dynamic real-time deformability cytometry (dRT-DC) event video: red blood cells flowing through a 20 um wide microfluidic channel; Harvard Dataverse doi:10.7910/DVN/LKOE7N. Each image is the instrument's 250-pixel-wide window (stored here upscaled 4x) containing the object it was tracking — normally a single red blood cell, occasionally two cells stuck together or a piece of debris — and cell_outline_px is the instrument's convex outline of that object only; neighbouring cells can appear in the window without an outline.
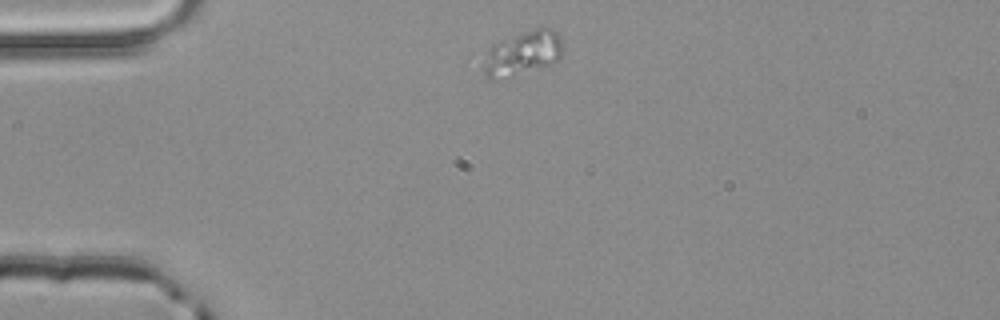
{"species": "common noctule bat (a hibernating species)", "species_latin": "Nyctalus noctula", "temperature_condition": "room temperature", "stored_images_in_passage": 3, "camera_frame_rate_fps": 3000, "um_per_image_px": 0.085, "animal": {"sex": "male", "body_mass_g": 20.4}, "frame": {"image": 1, "passage_image": 1, "time_ms": 0.0, "image_size_px": [1000, 320], "cell_outline_px": [[564, 52], [552, 64], [496, 80], [488, 80], [484, 76], [480, 56], [488, 48], [500, 40], [536, 28], [552, 28], [560, 36], [564, 44]], "centroid_in_image_um": [44.36, 4.54], "position_along_channel_um": 40.6, "area_um2": 21.04}}
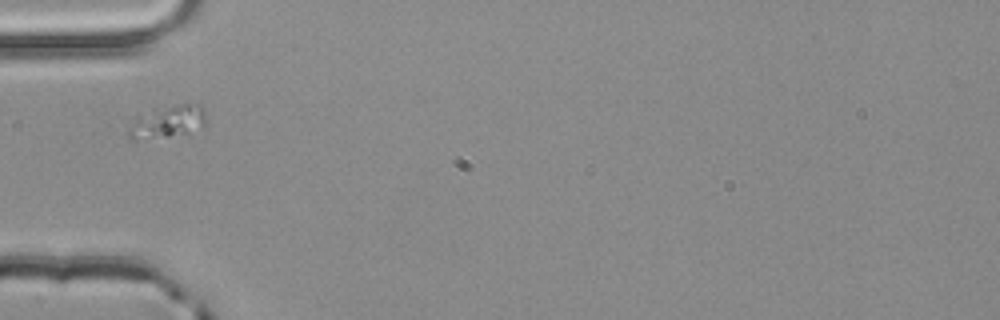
{"frame": {"image": 2, "passage_image": 2, "time_ms": 0.333, "image_size_px": [1000, 320], "cell_outline_px": [[208, 120], [204, 128], [188, 136], [132, 140], [128, 136], [128, 128], [136, 116], [140, 112], [152, 108], [184, 100], [200, 104]], "centroid_in_image_um": [14.32, 10.32], "position_along_channel_um": 70.7, "area_um2": 16.47}}